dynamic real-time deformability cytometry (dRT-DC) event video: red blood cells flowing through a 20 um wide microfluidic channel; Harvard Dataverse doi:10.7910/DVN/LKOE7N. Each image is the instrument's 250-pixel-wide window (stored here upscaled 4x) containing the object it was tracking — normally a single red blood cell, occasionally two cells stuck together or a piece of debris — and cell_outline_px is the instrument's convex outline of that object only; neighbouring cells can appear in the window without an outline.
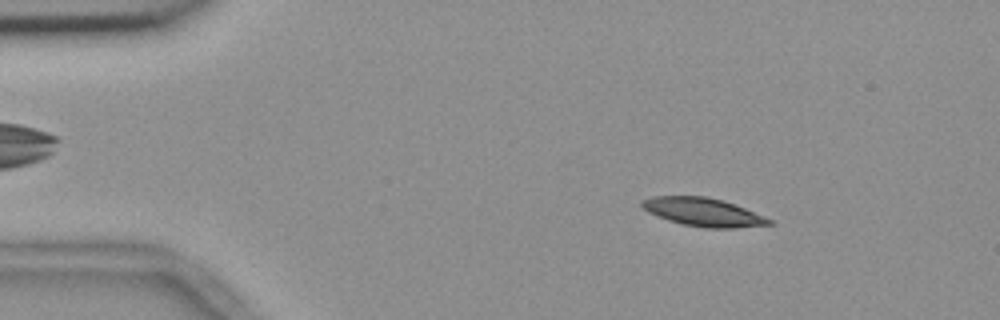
{"species": "common noctule bat (a hibernating species)", "species_latin": "Nyctalus noctula", "temperature_condition": "room temperature", "stored_images_in_passage": 5, "camera_frame_rate_fps": 3000, "um_per_image_px": 0.085, "animal": {"sex": "female", "body_mass_g": 18.4}, "frame": {"image": 1, "passage_image": 2, "time_ms": 0.333, "image_size_px": [1000, 320], "cell_outline_px": [[776, 224], [736, 228], [704, 228], [684, 224], [668, 220], [648, 212], [640, 204], [640, 200], [652, 196], [704, 196], [724, 200], [776, 220]], "centroid_in_image_um": [59.84, 18.03], "position_along_channel_um": 25.2, "area_um2": 21.27}}
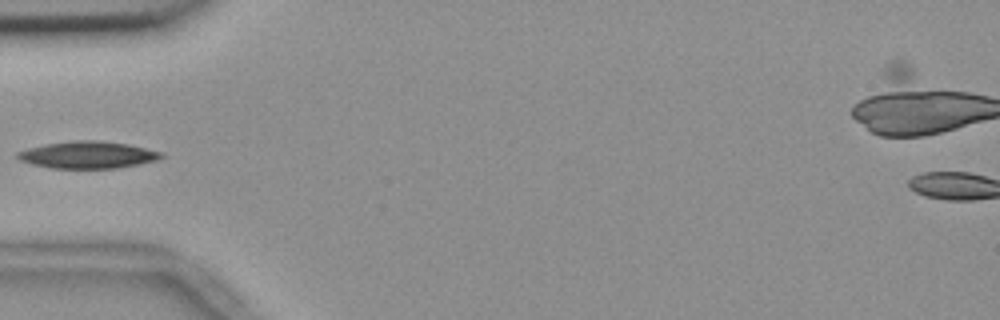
{"frame": {"image": 2, "passage_image": 5, "time_ms": 1.333, "image_size_px": [1000, 320], "cell_outline_px": [[164, 156], [156, 160], [116, 168], [48, 168], [32, 164], [20, 160], [16, 156], [16, 152], [28, 148], [44, 144], [76, 140], [100, 140], [128, 144], [164, 152]], "centroid_in_image_um": [7.44, 13.15], "position_along_channel_um": 77.6, "area_um2": 22.66}}